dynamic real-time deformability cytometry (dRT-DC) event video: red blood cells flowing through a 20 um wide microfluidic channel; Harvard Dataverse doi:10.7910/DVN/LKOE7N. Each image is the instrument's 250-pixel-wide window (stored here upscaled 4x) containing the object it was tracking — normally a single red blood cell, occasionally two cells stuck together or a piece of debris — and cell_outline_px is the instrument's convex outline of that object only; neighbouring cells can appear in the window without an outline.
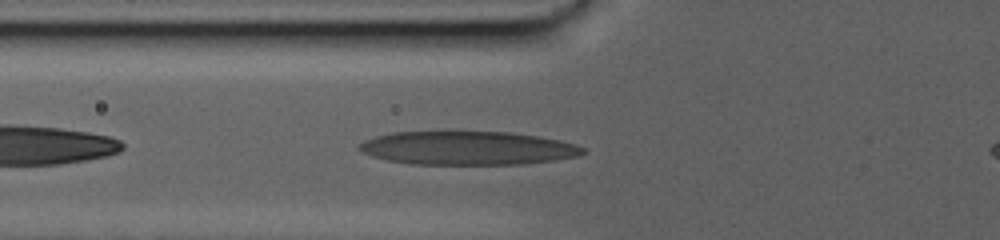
{"species": "human", "species_latin": "Homo sapiens", "temperature_condition": "warm", "stored_images_in_passage": 55, "camera_frame_rate_fps": 3000, "um_per_image_px": 0.085, "donor": {"sex": "male"}, "frame": {"image": 1, "passage_image": 6, "time_ms": 1.667, "image_size_px": [1000, 240], "cell_outline_px": [[588, 152], [580, 156], [556, 160], [524, 164], [408, 164], [388, 160], [372, 156], [356, 148], [364, 140], [376, 136], [392, 132], [512, 132], [536, 136], [576, 144], [584, 148]], "centroid_in_image_um": [39.77, 12.59], "position_along_channel_um": 86.0, "area_um2": 43.75}}
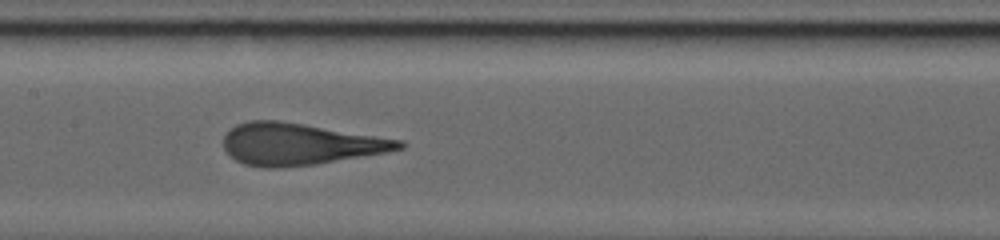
{"frame": {"image": 2, "passage_image": 18, "time_ms": 5.667, "image_size_px": [1000, 240], "cell_outline_px": [[408, 144], [404, 148], [388, 152], [316, 164], [284, 168], [264, 168], [244, 164], [236, 160], [224, 148], [224, 136], [236, 124], [248, 120], [280, 120], [404, 140]], "centroid_in_image_um": [25.51, 12.25], "position_along_channel_um": 181.9, "area_um2": 42.95}}
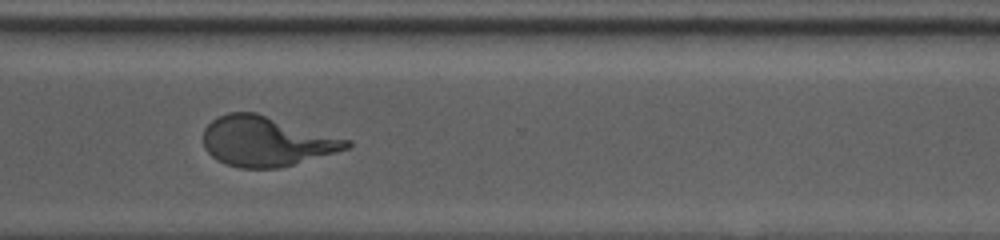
{"frame": {"image": 3, "passage_image": 39, "time_ms": 12.667, "image_size_px": [1000, 240], "cell_outline_px": [[352, 144], [348, 148], [280, 168], [240, 168], [224, 164], [216, 160], [204, 148], [204, 128], [216, 116], [228, 112], [256, 112], [352, 140]], "centroid_in_image_um": [22.61, 12.0], "position_along_channel_um": 348.0, "area_um2": 41.79}}